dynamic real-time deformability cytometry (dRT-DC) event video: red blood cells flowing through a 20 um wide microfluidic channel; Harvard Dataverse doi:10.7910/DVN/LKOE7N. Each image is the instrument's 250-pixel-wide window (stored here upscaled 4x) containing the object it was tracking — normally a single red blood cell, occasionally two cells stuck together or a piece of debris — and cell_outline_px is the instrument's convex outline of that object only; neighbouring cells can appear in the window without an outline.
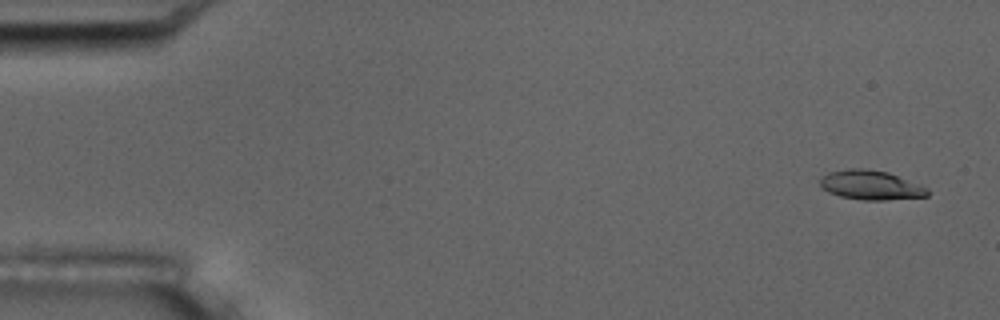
{"species": "common noctule bat (a hibernating species)", "species_latin": "Nyctalus noctula", "temperature_condition": "room temperature", "stored_images_in_passage": 5, "camera_frame_rate_fps": 3000, "um_per_image_px": 0.085, "animal": {"sex": "male", "body_mass_g": 17.5, "forearm_length_mm": 52.3}, "frame": {"image": 1, "passage_image": 1, "time_ms": 0.0, "image_size_px": [1000, 320], "cell_outline_px": [[928, 196], [884, 200], [864, 200], [840, 196], [828, 192], [820, 184], [820, 176], [828, 172], [848, 168], [868, 168], [888, 172], [920, 184], [928, 188]], "centroid_in_image_um": [74.0, 15.72], "position_along_channel_um": 11.0, "area_um2": 18.5}}
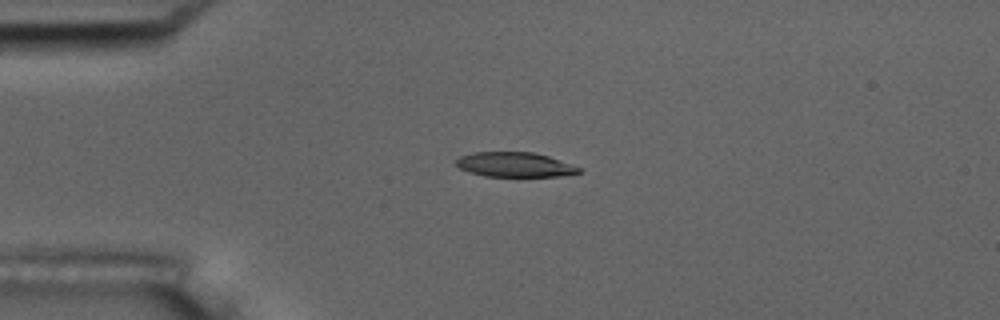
{"frame": {"image": 2, "passage_image": 4, "time_ms": 1.0, "image_size_px": [1000, 320], "cell_outline_px": [[580, 172], [560, 176], [484, 176], [468, 172], [460, 168], [456, 164], [456, 160], [460, 156], [472, 152], [532, 152], [548, 156], [580, 168]], "centroid_in_image_um": [43.69, 13.99], "position_along_channel_um": 41.3, "area_um2": 17.46}}